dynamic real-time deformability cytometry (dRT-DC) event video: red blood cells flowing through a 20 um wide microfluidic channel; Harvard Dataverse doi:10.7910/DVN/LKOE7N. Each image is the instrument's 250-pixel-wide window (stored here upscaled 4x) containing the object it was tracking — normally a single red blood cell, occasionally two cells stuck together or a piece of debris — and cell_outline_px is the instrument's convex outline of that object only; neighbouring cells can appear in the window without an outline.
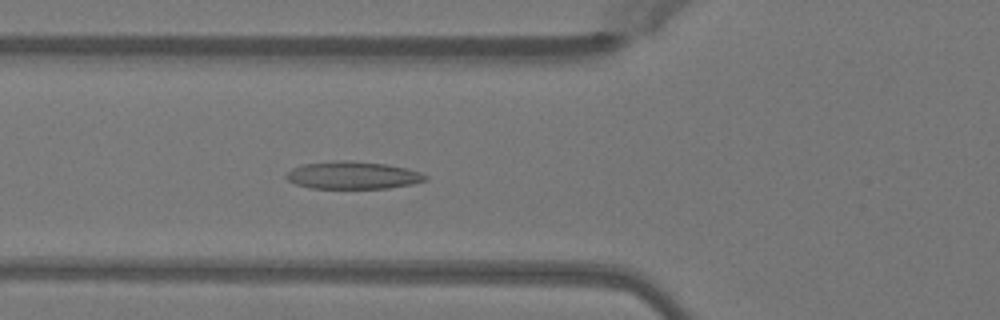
{"species": "Egyptian fruit bat (a non-hibernating species)", "species_latin": "Rousettus aegyptiacus", "temperature_condition": "warm", "stored_images_in_passage": 49, "camera_frame_rate_fps": 3000, "um_per_image_px": 0.085, "animal": {"sex": "female"}, "frame": {"image": 1, "passage_image": 18, "time_ms": 5.667, "image_size_px": [1000, 320], "cell_outline_px": [[428, 176], [424, 180], [412, 184], [388, 188], [308, 188], [296, 184], [288, 180], [284, 176], [292, 168], [304, 164], [336, 160], [352, 160], [388, 164], [408, 168], [420, 172]], "centroid_in_image_um": [29.98, 14.89], "position_along_channel_um": 95.8, "area_um2": 22.43}}
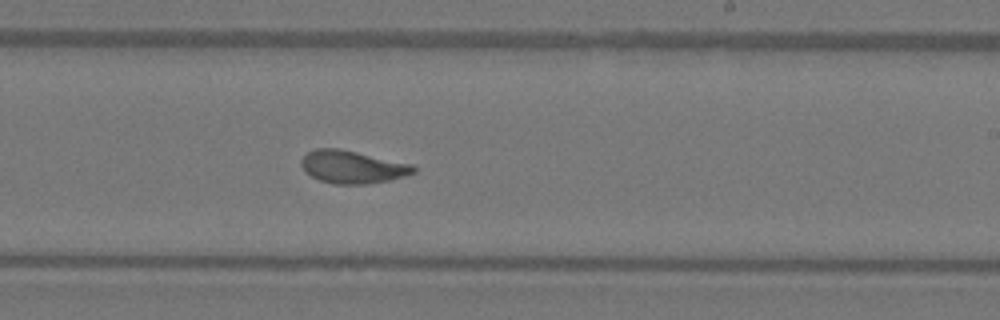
{"frame": {"image": 2, "passage_image": 30, "time_ms": 9.667, "image_size_px": [1000, 320], "cell_outline_px": [[416, 172], [404, 176], [388, 180], [364, 184], [332, 184], [320, 180], [304, 172], [300, 164], [300, 160], [308, 152], [316, 148], [340, 148], [412, 164], [416, 168]], "centroid_in_image_um": [29.92, 14.18], "position_along_channel_um": 259.1, "area_um2": 21.44}}
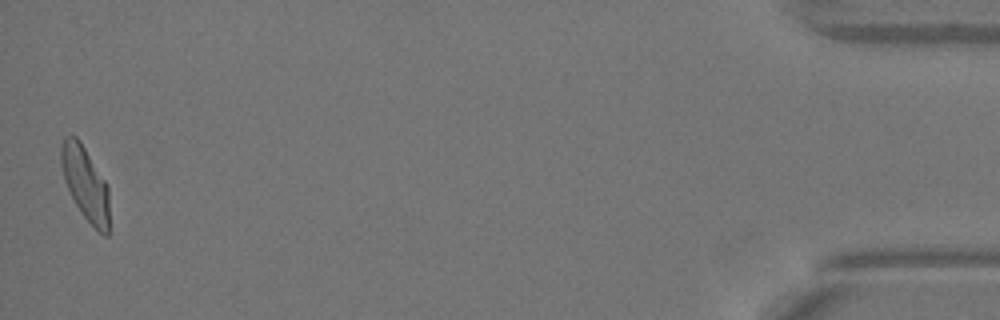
{"frame": {"image": 3, "passage_image": 49, "time_ms": 16.0, "image_size_px": [1000, 320], "cell_outline_px": [[112, 232], [108, 236], [104, 236], [80, 212], [64, 180], [60, 164], [60, 144], [64, 136], [76, 136], [80, 140], [108, 184]], "centroid_in_image_um": [7.3, 15.64], "position_along_channel_um": 427.9, "area_um2": 21.44}, "authors_computed_cell_mechanics": {"area_um2": 21.5016, "velocity_mm_per_s": 4.0738, "shape_relaxation_time_tau1_ms": 5.6364, "shape_relaxation_time_tau2_ms": 0.9909, "deformation_change_tau1": 0.1901, "deformation_change_tau2": 0.0713}}